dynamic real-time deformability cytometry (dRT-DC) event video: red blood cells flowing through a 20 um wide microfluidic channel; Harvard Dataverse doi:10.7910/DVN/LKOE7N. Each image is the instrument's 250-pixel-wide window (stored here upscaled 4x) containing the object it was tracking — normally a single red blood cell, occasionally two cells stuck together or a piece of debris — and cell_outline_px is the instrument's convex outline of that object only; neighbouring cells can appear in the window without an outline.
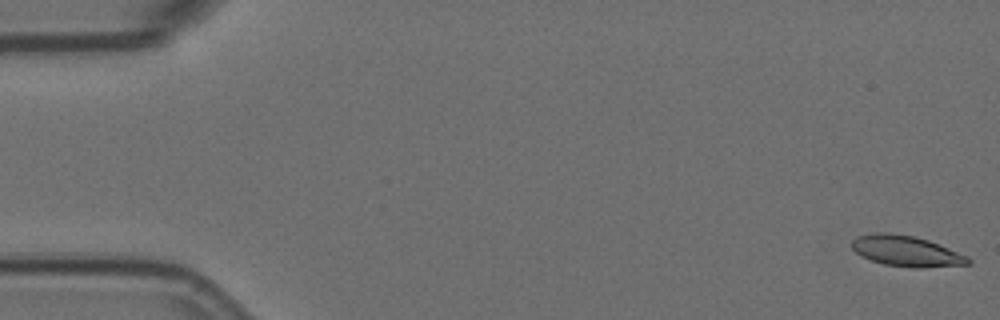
{"species": "Egyptian fruit bat (a non-hibernating species)", "species_latin": "Rousettus aegyptiacus", "temperature_condition": "room temperature", "stored_images_in_passage": 5, "camera_frame_rate_fps": 3000, "um_per_image_px": 0.085, "animal": {"sex": "female"}, "frame": {"image": 1, "passage_image": 1, "time_ms": 0.0, "image_size_px": [1000, 320], "cell_outline_px": [[972, 264], [920, 268], [912, 268], [884, 264], [860, 256], [852, 248], [852, 240], [856, 236], [876, 232], [888, 232], [916, 236], [940, 244], [968, 256], [972, 260]], "centroid_in_image_um": [77.06, 21.33], "position_along_channel_um": 7.9, "area_um2": 21.1}}
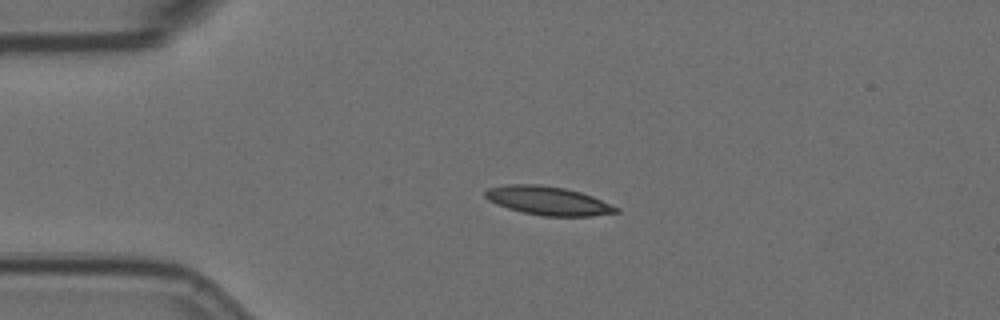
{"frame": {"image": 2, "passage_image": 4, "time_ms": 1.0, "image_size_px": [1000, 320], "cell_outline_px": [[620, 212], [592, 216], [544, 216], [524, 212], [508, 208], [496, 204], [488, 200], [484, 196], [484, 192], [488, 188], [508, 184], [540, 184], [564, 188], [580, 192], [592, 196], [620, 208]], "centroid_in_image_um": [46.59, 17.06], "position_along_channel_um": 38.4, "area_um2": 21.85}}